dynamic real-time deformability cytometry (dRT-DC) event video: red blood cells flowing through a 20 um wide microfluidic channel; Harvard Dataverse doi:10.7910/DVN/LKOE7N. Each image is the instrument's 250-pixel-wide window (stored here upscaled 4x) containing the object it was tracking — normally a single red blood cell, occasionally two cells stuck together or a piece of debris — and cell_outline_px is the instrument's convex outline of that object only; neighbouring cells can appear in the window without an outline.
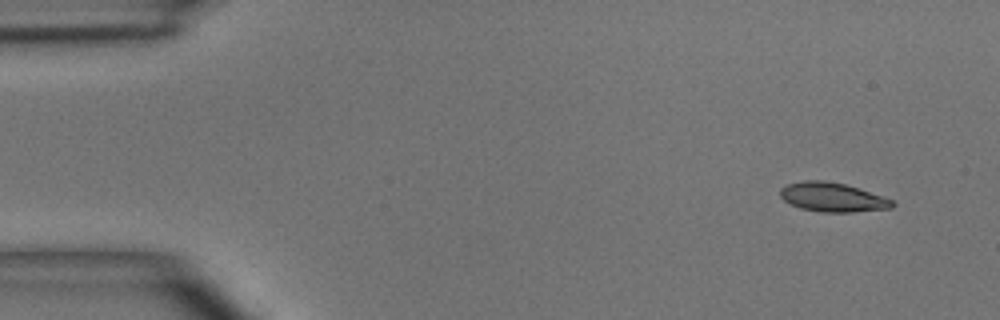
{"species": "common noctule bat (a hibernating species)", "species_latin": "Nyctalus noctula", "temperature_condition": "room temperature", "stored_images_in_passage": 4, "camera_frame_rate_fps": 3000, "um_per_image_px": 0.085, "animal": {"sex": "male", "body_mass_g": 15.6}, "frame": {"image": 1, "passage_image": 1, "time_ms": 0.0, "image_size_px": [1000, 320], "cell_outline_px": [[896, 204], [892, 208], [852, 212], [820, 212], [800, 208], [784, 200], [780, 196], [780, 188], [788, 184], [804, 180], [824, 180], [844, 184], [884, 196], [892, 200]], "centroid_in_image_um": [70.77, 16.76], "position_along_channel_um": 14.2, "area_um2": 19.02}}
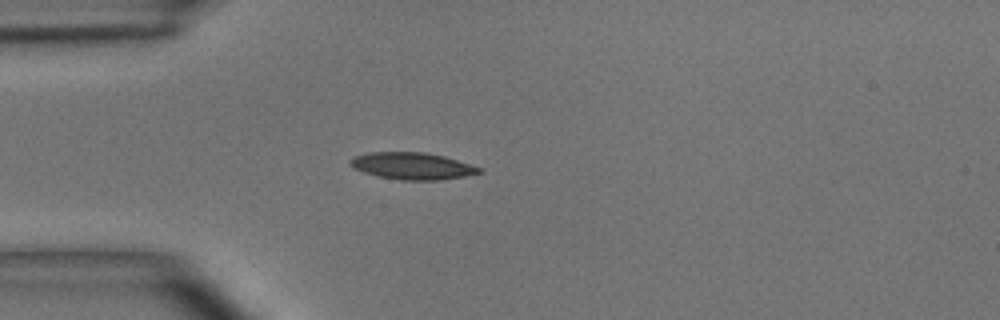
{"frame": {"image": 2, "passage_image": 4, "time_ms": 3.333, "image_size_px": [1000, 320], "cell_outline_px": [[484, 172], [464, 176], [440, 180], [400, 180], [380, 176], [364, 172], [348, 164], [348, 160], [356, 156], [368, 152], [424, 152], [444, 156], [484, 168]], "centroid_in_image_um": [35.09, 14.1], "position_along_channel_um": 49.9, "area_um2": 20.23}}